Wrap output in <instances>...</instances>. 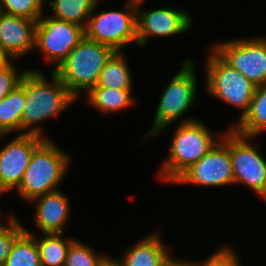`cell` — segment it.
Instances as JSON below:
<instances>
[{
  "instance_id": "obj_1",
  "label": "cell",
  "mask_w": 266,
  "mask_h": 266,
  "mask_svg": "<svg viewBox=\"0 0 266 266\" xmlns=\"http://www.w3.org/2000/svg\"><path fill=\"white\" fill-rule=\"evenodd\" d=\"M51 76L48 81L36 69H28L23 75L20 85L25 90V104L21 115V131L24 132L21 134L47 139L38 126L40 122L55 118L77 100L54 71Z\"/></svg>"
},
{
  "instance_id": "obj_2",
  "label": "cell",
  "mask_w": 266,
  "mask_h": 266,
  "mask_svg": "<svg viewBox=\"0 0 266 266\" xmlns=\"http://www.w3.org/2000/svg\"><path fill=\"white\" fill-rule=\"evenodd\" d=\"M209 129L194 117L180 120L173 134L168 157L156 177L173 183L185 170L198 162L222 138V135H213Z\"/></svg>"
},
{
  "instance_id": "obj_3",
  "label": "cell",
  "mask_w": 266,
  "mask_h": 266,
  "mask_svg": "<svg viewBox=\"0 0 266 266\" xmlns=\"http://www.w3.org/2000/svg\"><path fill=\"white\" fill-rule=\"evenodd\" d=\"M59 149L49 138L44 139L34 150L30 163L17 188L24 200L33 199L57 191L67 174L70 155Z\"/></svg>"
},
{
  "instance_id": "obj_4",
  "label": "cell",
  "mask_w": 266,
  "mask_h": 266,
  "mask_svg": "<svg viewBox=\"0 0 266 266\" xmlns=\"http://www.w3.org/2000/svg\"><path fill=\"white\" fill-rule=\"evenodd\" d=\"M111 47L84 38L54 72L78 99L81 91L96 86L105 63L115 53Z\"/></svg>"
},
{
  "instance_id": "obj_5",
  "label": "cell",
  "mask_w": 266,
  "mask_h": 266,
  "mask_svg": "<svg viewBox=\"0 0 266 266\" xmlns=\"http://www.w3.org/2000/svg\"><path fill=\"white\" fill-rule=\"evenodd\" d=\"M195 69V64L191 60L186 59L181 63V69L162 92L153 119L152 129L142 137L141 142H146L149 137L152 138L160 134L181 116L183 118V114H186L195 103L197 95Z\"/></svg>"
},
{
  "instance_id": "obj_6",
  "label": "cell",
  "mask_w": 266,
  "mask_h": 266,
  "mask_svg": "<svg viewBox=\"0 0 266 266\" xmlns=\"http://www.w3.org/2000/svg\"><path fill=\"white\" fill-rule=\"evenodd\" d=\"M210 49L205 62V89L212 97L242 110L238 123L249 111L256 85Z\"/></svg>"
},
{
  "instance_id": "obj_7",
  "label": "cell",
  "mask_w": 266,
  "mask_h": 266,
  "mask_svg": "<svg viewBox=\"0 0 266 266\" xmlns=\"http://www.w3.org/2000/svg\"><path fill=\"white\" fill-rule=\"evenodd\" d=\"M126 1L123 6L124 11L103 10L99 14H94L92 11L84 29L85 37L107 45L116 52H121L133 42L138 45L137 2Z\"/></svg>"
},
{
  "instance_id": "obj_8",
  "label": "cell",
  "mask_w": 266,
  "mask_h": 266,
  "mask_svg": "<svg viewBox=\"0 0 266 266\" xmlns=\"http://www.w3.org/2000/svg\"><path fill=\"white\" fill-rule=\"evenodd\" d=\"M222 138L195 164L185 170L173 183L205 186L234 184L230 157V128Z\"/></svg>"
},
{
  "instance_id": "obj_9",
  "label": "cell",
  "mask_w": 266,
  "mask_h": 266,
  "mask_svg": "<svg viewBox=\"0 0 266 266\" xmlns=\"http://www.w3.org/2000/svg\"><path fill=\"white\" fill-rule=\"evenodd\" d=\"M211 48L256 86L266 84V37L234 39Z\"/></svg>"
},
{
  "instance_id": "obj_10",
  "label": "cell",
  "mask_w": 266,
  "mask_h": 266,
  "mask_svg": "<svg viewBox=\"0 0 266 266\" xmlns=\"http://www.w3.org/2000/svg\"><path fill=\"white\" fill-rule=\"evenodd\" d=\"M251 139L230 129L234 184L246 185L266 200V160L260 155L259 145H250Z\"/></svg>"
},
{
  "instance_id": "obj_11",
  "label": "cell",
  "mask_w": 266,
  "mask_h": 266,
  "mask_svg": "<svg viewBox=\"0 0 266 266\" xmlns=\"http://www.w3.org/2000/svg\"><path fill=\"white\" fill-rule=\"evenodd\" d=\"M42 15L36 26L35 49L41 50L45 61L54 62L55 69L84 38V28L52 17ZM52 61V62H51Z\"/></svg>"
},
{
  "instance_id": "obj_12",
  "label": "cell",
  "mask_w": 266,
  "mask_h": 266,
  "mask_svg": "<svg viewBox=\"0 0 266 266\" xmlns=\"http://www.w3.org/2000/svg\"><path fill=\"white\" fill-rule=\"evenodd\" d=\"M144 1L136 3L137 9V40L138 45L147 44L151 36H173L189 30L192 25L191 16L182 8H159L144 11Z\"/></svg>"
},
{
  "instance_id": "obj_13",
  "label": "cell",
  "mask_w": 266,
  "mask_h": 266,
  "mask_svg": "<svg viewBox=\"0 0 266 266\" xmlns=\"http://www.w3.org/2000/svg\"><path fill=\"white\" fill-rule=\"evenodd\" d=\"M44 139L20 133L0 149V195L19 187L35 148Z\"/></svg>"
},
{
  "instance_id": "obj_14",
  "label": "cell",
  "mask_w": 266,
  "mask_h": 266,
  "mask_svg": "<svg viewBox=\"0 0 266 266\" xmlns=\"http://www.w3.org/2000/svg\"><path fill=\"white\" fill-rule=\"evenodd\" d=\"M37 21L0 12V48L14 60L35 49Z\"/></svg>"
},
{
  "instance_id": "obj_15",
  "label": "cell",
  "mask_w": 266,
  "mask_h": 266,
  "mask_svg": "<svg viewBox=\"0 0 266 266\" xmlns=\"http://www.w3.org/2000/svg\"><path fill=\"white\" fill-rule=\"evenodd\" d=\"M36 203L35 225L43 234H63L70 217L69 198L57 190L33 199Z\"/></svg>"
},
{
  "instance_id": "obj_16",
  "label": "cell",
  "mask_w": 266,
  "mask_h": 266,
  "mask_svg": "<svg viewBox=\"0 0 266 266\" xmlns=\"http://www.w3.org/2000/svg\"><path fill=\"white\" fill-rule=\"evenodd\" d=\"M169 249L156 232L146 235L125 250L120 262L122 266H162L168 258Z\"/></svg>"
},
{
  "instance_id": "obj_17",
  "label": "cell",
  "mask_w": 266,
  "mask_h": 266,
  "mask_svg": "<svg viewBox=\"0 0 266 266\" xmlns=\"http://www.w3.org/2000/svg\"><path fill=\"white\" fill-rule=\"evenodd\" d=\"M236 124L230 129L245 137H258L266 131V84L256 86L248 113Z\"/></svg>"
},
{
  "instance_id": "obj_18",
  "label": "cell",
  "mask_w": 266,
  "mask_h": 266,
  "mask_svg": "<svg viewBox=\"0 0 266 266\" xmlns=\"http://www.w3.org/2000/svg\"><path fill=\"white\" fill-rule=\"evenodd\" d=\"M131 92L132 90L92 87L87 92V102L103 114L116 113L135 103Z\"/></svg>"
},
{
  "instance_id": "obj_19",
  "label": "cell",
  "mask_w": 266,
  "mask_h": 266,
  "mask_svg": "<svg viewBox=\"0 0 266 266\" xmlns=\"http://www.w3.org/2000/svg\"><path fill=\"white\" fill-rule=\"evenodd\" d=\"M100 0H51L54 18L78 25L85 29L92 11L96 10Z\"/></svg>"
},
{
  "instance_id": "obj_20",
  "label": "cell",
  "mask_w": 266,
  "mask_h": 266,
  "mask_svg": "<svg viewBox=\"0 0 266 266\" xmlns=\"http://www.w3.org/2000/svg\"><path fill=\"white\" fill-rule=\"evenodd\" d=\"M25 104V90L19 85L0 100V136L21 131V115Z\"/></svg>"
},
{
  "instance_id": "obj_21",
  "label": "cell",
  "mask_w": 266,
  "mask_h": 266,
  "mask_svg": "<svg viewBox=\"0 0 266 266\" xmlns=\"http://www.w3.org/2000/svg\"><path fill=\"white\" fill-rule=\"evenodd\" d=\"M131 74L124 55L121 52H115L105 63L98 83L94 87L132 90Z\"/></svg>"
},
{
  "instance_id": "obj_22",
  "label": "cell",
  "mask_w": 266,
  "mask_h": 266,
  "mask_svg": "<svg viewBox=\"0 0 266 266\" xmlns=\"http://www.w3.org/2000/svg\"><path fill=\"white\" fill-rule=\"evenodd\" d=\"M62 234H44L36 238L41 266H64L70 245L74 238L62 239Z\"/></svg>"
},
{
  "instance_id": "obj_23",
  "label": "cell",
  "mask_w": 266,
  "mask_h": 266,
  "mask_svg": "<svg viewBox=\"0 0 266 266\" xmlns=\"http://www.w3.org/2000/svg\"><path fill=\"white\" fill-rule=\"evenodd\" d=\"M4 266H41L38 245L27 229L16 239Z\"/></svg>"
},
{
  "instance_id": "obj_24",
  "label": "cell",
  "mask_w": 266,
  "mask_h": 266,
  "mask_svg": "<svg viewBox=\"0 0 266 266\" xmlns=\"http://www.w3.org/2000/svg\"><path fill=\"white\" fill-rule=\"evenodd\" d=\"M47 0H0V12L36 20L43 15Z\"/></svg>"
},
{
  "instance_id": "obj_25",
  "label": "cell",
  "mask_w": 266,
  "mask_h": 266,
  "mask_svg": "<svg viewBox=\"0 0 266 266\" xmlns=\"http://www.w3.org/2000/svg\"><path fill=\"white\" fill-rule=\"evenodd\" d=\"M7 220L8 224L0 223V266H4L14 242L25 231L13 214Z\"/></svg>"
},
{
  "instance_id": "obj_26",
  "label": "cell",
  "mask_w": 266,
  "mask_h": 266,
  "mask_svg": "<svg viewBox=\"0 0 266 266\" xmlns=\"http://www.w3.org/2000/svg\"><path fill=\"white\" fill-rule=\"evenodd\" d=\"M102 256L90 246L75 240L69 247L64 266H95Z\"/></svg>"
},
{
  "instance_id": "obj_27",
  "label": "cell",
  "mask_w": 266,
  "mask_h": 266,
  "mask_svg": "<svg viewBox=\"0 0 266 266\" xmlns=\"http://www.w3.org/2000/svg\"><path fill=\"white\" fill-rule=\"evenodd\" d=\"M233 250V248L224 245L203 262H191V266H242L237 253Z\"/></svg>"
},
{
  "instance_id": "obj_28",
  "label": "cell",
  "mask_w": 266,
  "mask_h": 266,
  "mask_svg": "<svg viewBox=\"0 0 266 266\" xmlns=\"http://www.w3.org/2000/svg\"><path fill=\"white\" fill-rule=\"evenodd\" d=\"M26 71L19 73L13 62L8 67L0 70V100L20 85Z\"/></svg>"
},
{
  "instance_id": "obj_29",
  "label": "cell",
  "mask_w": 266,
  "mask_h": 266,
  "mask_svg": "<svg viewBox=\"0 0 266 266\" xmlns=\"http://www.w3.org/2000/svg\"><path fill=\"white\" fill-rule=\"evenodd\" d=\"M95 266H122L120 260L102 256Z\"/></svg>"
},
{
  "instance_id": "obj_30",
  "label": "cell",
  "mask_w": 266,
  "mask_h": 266,
  "mask_svg": "<svg viewBox=\"0 0 266 266\" xmlns=\"http://www.w3.org/2000/svg\"><path fill=\"white\" fill-rule=\"evenodd\" d=\"M162 266H191V262L170 256Z\"/></svg>"
},
{
  "instance_id": "obj_31",
  "label": "cell",
  "mask_w": 266,
  "mask_h": 266,
  "mask_svg": "<svg viewBox=\"0 0 266 266\" xmlns=\"http://www.w3.org/2000/svg\"><path fill=\"white\" fill-rule=\"evenodd\" d=\"M13 61V58L0 48V70L8 67Z\"/></svg>"
}]
</instances>
